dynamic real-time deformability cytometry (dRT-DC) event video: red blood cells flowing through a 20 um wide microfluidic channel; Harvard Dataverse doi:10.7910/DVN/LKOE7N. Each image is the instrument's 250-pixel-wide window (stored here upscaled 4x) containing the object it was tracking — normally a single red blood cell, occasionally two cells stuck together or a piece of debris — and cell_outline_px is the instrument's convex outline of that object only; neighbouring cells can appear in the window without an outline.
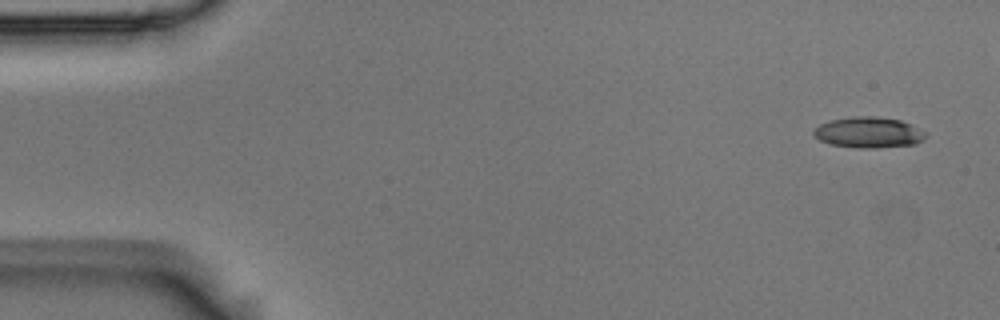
{"species": "Egyptian fruit bat (a non-hibernating species)", "species_latin": "Rousettus aegyptiacus", "temperature_condition": "room temperature", "stored_images_in_passage": 10, "camera_frame_rate_fps": 3000, "um_per_image_px": 0.085, "animal": {"sex": "male"}, "frame": {"image": 1, "passage_image": 1, "time_ms": 0.0, "image_size_px": [1000, 320], "cell_outline_px": [[928, 132], [924, 140], [916, 144], [876, 148], [856, 148], [828, 144], [812, 136], [812, 132], [820, 124], [828, 120], [852, 116], [876, 116], [900, 120]], "centroid_in_image_um": [73.82, 11.26], "position_along_channel_um": 11.2, "area_um2": 20.46}}
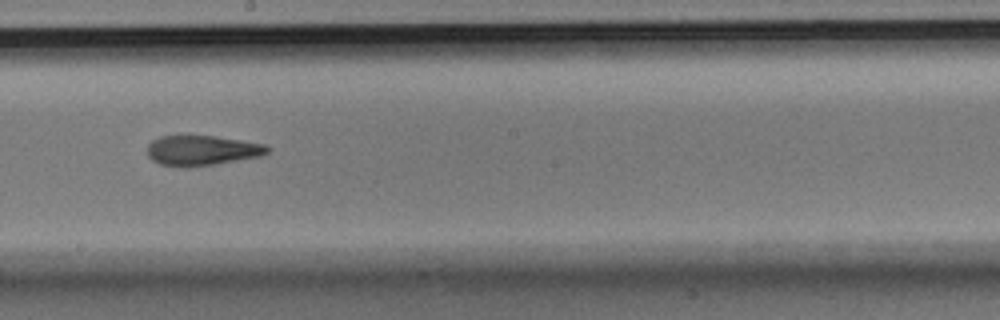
{"frame": {"image": 2, "passage_image": 9, "time_ms": 2.667, "image_size_px": [1000, 320], "cell_outline_px": [[268, 152], [260, 156], [216, 164], [188, 168], [160, 164], [152, 160], [148, 156], [148, 144], [152, 140], [160, 136], [180, 132], [216, 136], [264, 144], [268, 148]], "centroid_in_image_um": [17.08, 12.75], "position_along_channel_um": 231.1, "area_um2": 21.79}}
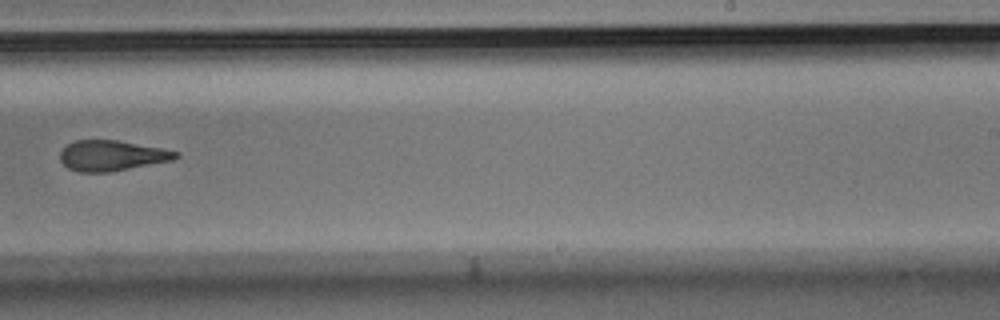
{"frame": {"image": 3, "passage_image": 10, "time_ms": 3.0, "image_size_px": [1000, 320], "cell_outline_px": [[180, 156], [172, 160], [108, 172], [80, 172], [68, 168], [60, 160], [60, 152], [68, 144], [76, 140], [116, 140], [160, 148], [180, 152]], "centroid_in_image_um": [9.49, 13.22], "position_along_channel_um": 279.5, "area_um2": 20.23}}